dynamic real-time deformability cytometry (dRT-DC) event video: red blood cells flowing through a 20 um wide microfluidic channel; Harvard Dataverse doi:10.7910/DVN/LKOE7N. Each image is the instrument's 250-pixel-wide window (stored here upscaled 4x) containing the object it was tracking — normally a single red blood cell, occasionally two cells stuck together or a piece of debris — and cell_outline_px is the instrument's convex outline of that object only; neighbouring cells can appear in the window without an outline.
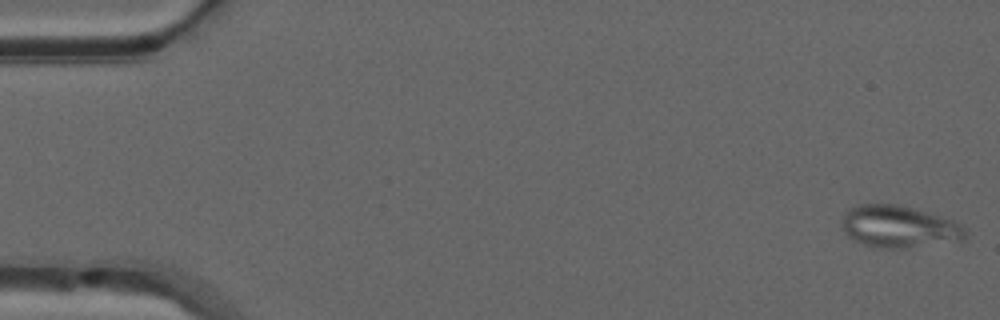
{"species": "common noctule bat (a hibernating species)", "species_latin": "Nyctalus noctula", "temperature_condition": "warm", "stored_images_in_passage": 50, "camera_frame_rate_fps": 3000, "um_per_image_px": 0.085, "animal": {"sex": "male", "forearm_length_mm": 52.5}, "frame": {"image": 1, "passage_image": 1, "time_ms": 0.0, "image_size_px": [1000, 320], "cell_outline_px": [[968, 236], [964, 240], [908, 248], [868, 248], [848, 236], [844, 232], [840, 224], [848, 208], [860, 204], [896, 204], [912, 208], [940, 216], [952, 220], [968, 228]], "centroid_in_image_um": [76.42, 19.29], "position_along_channel_um": 8.6, "area_um2": 30.69}}
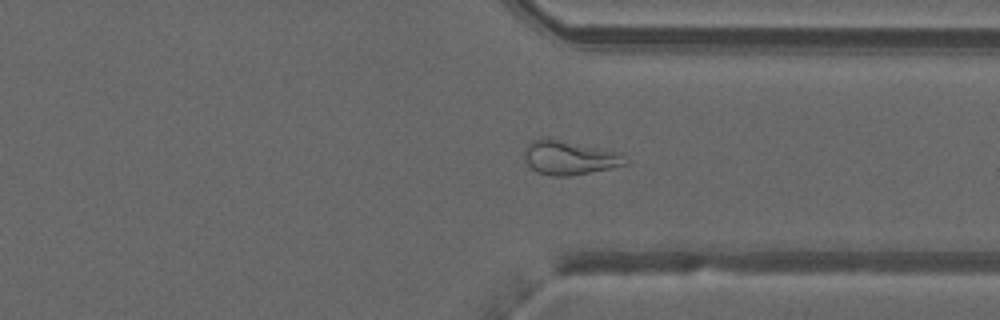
{"frame": {"image": 2, "passage_image": 38, "time_ms": 12.333, "image_size_px": [1000, 320], "cell_outline_px": [[628, 164], [612, 168], [568, 176], [552, 176], [536, 172], [524, 160], [524, 152], [528, 144], [532, 140], [544, 136], [548, 136], [620, 152], [628, 160]], "centroid_in_image_um": [48.4, 13.37], "position_along_channel_um": 363.0, "area_um2": 20.52}}
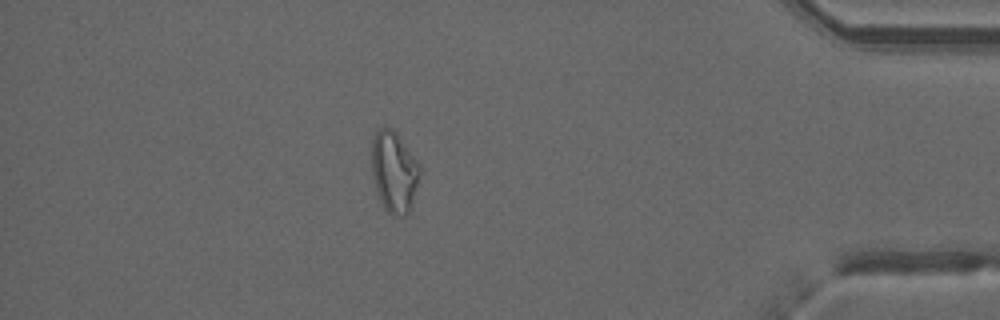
{"frame": {"image": 3, "passage_image": 44, "time_ms": 14.333, "image_size_px": [1000, 320], "cell_outline_px": [[420, 172], [408, 212], [404, 216], [396, 216], [388, 212], [384, 208], [380, 200], [376, 188], [372, 172], [372, 136], [380, 128], [392, 128], [396, 132], [420, 164]], "centroid_in_image_um": [33.48, 14.57], "position_along_channel_um": 401.7, "area_um2": 22.31}, "authors_computed_cell_mechanics": {"area_um2": 23.4668, "velocity_mm_per_s": 4.0396, "shape_relaxation_time_tau1_ms": null, "shape_relaxation_time_tau2_ms": 3.8977, "deformation_change_tau1": null, "deformation_change_tau2": 0.1469}}